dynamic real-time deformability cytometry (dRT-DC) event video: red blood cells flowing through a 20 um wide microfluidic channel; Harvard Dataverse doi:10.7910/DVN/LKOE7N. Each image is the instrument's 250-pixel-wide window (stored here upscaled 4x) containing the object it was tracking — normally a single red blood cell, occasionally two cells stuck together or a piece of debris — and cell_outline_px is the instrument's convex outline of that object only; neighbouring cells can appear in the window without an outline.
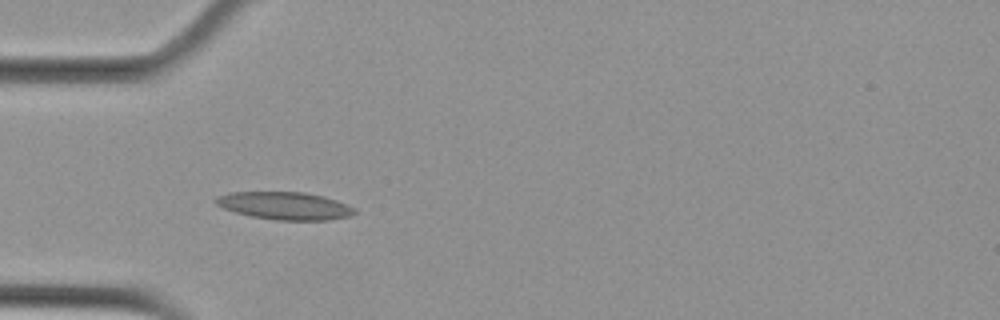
{"species": "Egyptian fruit bat (a non-hibernating species)", "species_latin": "Rousettus aegyptiacus", "temperature_condition": "cold", "stored_images_in_passage": 6, "camera_frame_rate_fps": 3000, "um_per_image_px": 0.085, "animal": {"sex": "female"}, "frame": {"image": 1, "passage_image": 5, "time_ms": 1.333, "image_size_px": [1000, 320], "cell_outline_px": [[356, 212], [348, 216], [328, 220], [276, 220], [252, 216], [236, 212], [224, 208], [216, 204], [212, 200], [216, 196], [228, 192], [304, 192], [324, 196], [336, 200], [356, 208]], "centroid_in_image_um": [24.19, 17.48], "position_along_channel_um": 60.8, "area_um2": 22.37}}
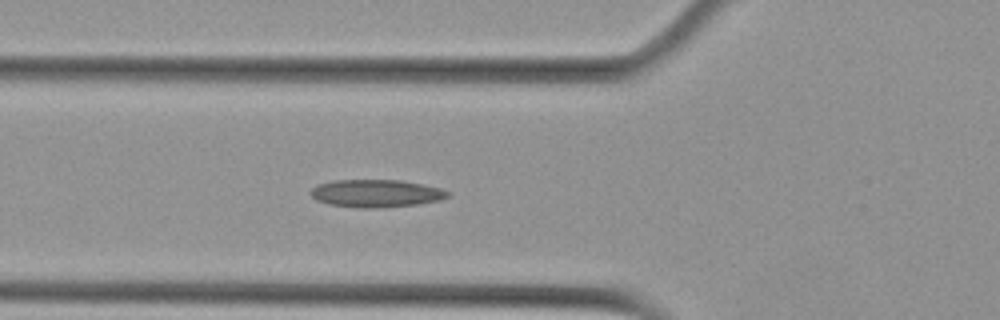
{"frame": {"image": 2, "passage_image": 6, "time_ms": 1.667, "image_size_px": [1000, 320], "cell_outline_px": [[448, 196], [440, 200], [416, 204], [376, 208], [364, 208], [328, 204], [316, 200], [308, 192], [316, 184], [332, 180], [400, 180], [440, 188], [448, 192]], "centroid_in_image_um": [31.89, 16.43], "position_along_channel_um": 93.9, "area_um2": 21.96}}